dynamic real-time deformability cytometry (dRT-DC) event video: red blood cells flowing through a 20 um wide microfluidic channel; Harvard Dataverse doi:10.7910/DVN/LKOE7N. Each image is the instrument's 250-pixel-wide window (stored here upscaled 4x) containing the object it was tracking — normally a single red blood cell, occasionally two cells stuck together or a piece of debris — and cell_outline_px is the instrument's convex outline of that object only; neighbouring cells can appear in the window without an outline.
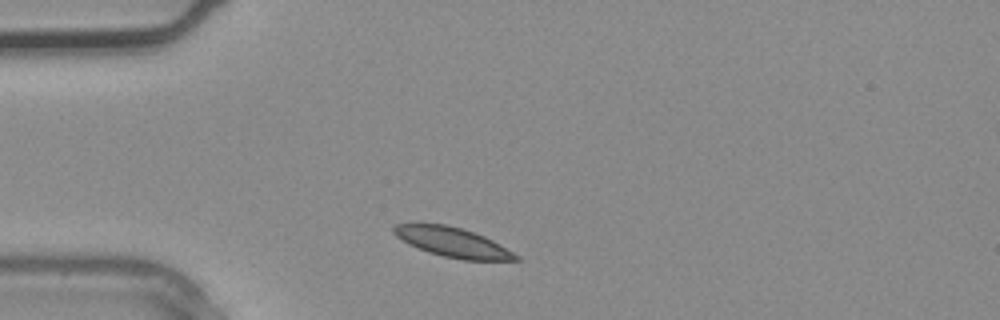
{"species": "common noctule bat (a hibernating species)", "species_latin": "Nyctalus noctula", "temperature_condition": "warm", "stored_images_in_passage": 2, "segment_of_instrument_passage": [1, 2], "camera_frame_rate_fps": 3000, "um_per_image_px": 0.085, "animal": {"sex": "male", "body_mass_g": 20.4}, "frame": {"image": 1, "passage_image": 1, "time_ms": 0.0, "image_size_px": [1000, 320], "cell_outline_px": [[520, 260], [464, 260], [444, 256], [428, 252], [408, 244], [396, 236], [392, 232], [392, 228], [396, 224], [416, 220], [444, 224], [460, 228], [484, 236], [492, 240], [520, 256]], "centroid_in_image_um": [38.37, 20.54], "position_along_channel_um": 46.6, "area_um2": 21.44}}